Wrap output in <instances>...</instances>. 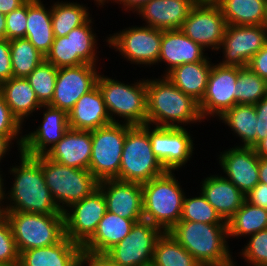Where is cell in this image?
<instances>
[{
    "label": "cell",
    "instance_id": "1",
    "mask_svg": "<svg viewBox=\"0 0 267 266\" xmlns=\"http://www.w3.org/2000/svg\"><path fill=\"white\" fill-rule=\"evenodd\" d=\"M19 152V165L12 166L9 170L10 175L13 174L14 181L7 193L5 190L7 188L4 186L5 180L2 179L0 211L64 214L45 183L40 166V156L33 157L22 151ZM3 200L7 201L5 202L7 204H4Z\"/></svg>",
    "mask_w": 267,
    "mask_h": 266
},
{
    "label": "cell",
    "instance_id": "2",
    "mask_svg": "<svg viewBox=\"0 0 267 266\" xmlns=\"http://www.w3.org/2000/svg\"><path fill=\"white\" fill-rule=\"evenodd\" d=\"M161 78L146 79L147 124L181 128L184 124L204 122L199 103L166 76Z\"/></svg>",
    "mask_w": 267,
    "mask_h": 266
},
{
    "label": "cell",
    "instance_id": "3",
    "mask_svg": "<svg viewBox=\"0 0 267 266\" xmlns=\"http://www.w3.org/2000/svg\"><path fill=\"white\" fill-rule=\"evenodd\" d=\"M174 175L173 171H166L142 184L143 220L163 232L170 231L182 214L185 192Z\"/></svg>",
    "mask_w": 267,
    "mask_h": 266
},
{
    "label": "cell",
    "instance_id": "4",
    "mask_svg": "<svg viewBox=\"0 0 267 266\" xmlns=\"http://www.w3.org/2000/svg\"><path fill=\"white\" fill-rule=\"evenodd\" d=\"M168 232L200 265L223 263L232 257L227 224L179 221Z\"/></svg>",
    "mask_w": 267,
    "mask_h": 266
},
{
    "label": "cell",
    "instance_id": "5",
    "mask_svg": "<svg viewBox=\"0 0 267 266\" xmlns=\"http://www.w3.org/2000/svg\"><path fill=\"white\" fill-rule=\"evenodd\" d=\"M96 85L103 96L112 123L121 121L131 126L147 124L145 79L128 85L99 73ZM115 116L122 120H116Z\"/></svg>",
    "mask_w": 267,
    "mask_h": 266
},
{
    "label": "cell",
    "instance_id": "6",
    "mask_svg": "<svg viewBox=\"0 0 267 266\" xmlns=\"http://www.w3.org/2000/svg\"><path fill=\"white\" fill-rule=\"evenodd\" d=\"M165 172V168L153 153L149 124L143 126L126 124L121 165L115 179L144 184Z\"/></svg>",
    "mask_w": 267,
    "mask_h": 266
},
{
    "label": "cell",
    "instance_id": "7",
    "mask_svg": "<svg viewBox=\"0 0 267 266\" xmlns=\"http://www.w3.org/2000/svg\"><path fill=\"white\" fill-rule=\"evenodd\" d=\"M11 226L19 254L58 243L65 236L64 214L0 211Z\"/></svg>",
    "mask_w": 267,
    "mask_h": 266
},
{
    "label": "cell",
    "instance_id": "8",
    "mask_svg": "<svg viewBox=\"0 0 267 266\" xmlns=\"http://www.w3.org/2000/svg\"><path fill=\"white\" fill-rule=\"evenodd\" d=\"M40 166L45 183L62 212L98 189L99 181L89 170L60 164L45 155H40Z\"/></svg>",
    "mask_w": 267,
    "mask_h": 266
},
{
    "label": "cell",
    "instance_id": "9",
    "mask_svg": "<svg viewBox=\"0 0 267 266\" xmlns=\"http://www.w3.org/2000/svg\"><path fill=\"white\" fill-rule=\"evenodd\" d=\"M126 137V124L110 123L91 131L92 152L89 171L98 180L115 179L119 174Z\"/></svg>",
    "mask_w": 267,
    "mask_h": 266
},
{
    "label": "cell",
    "instance_id": "10",
    "mask_svg": "<svg viewBox=\"0 0 267 266\" xmlns=\"http://www.w3.org/2000/svg\"><path fill=\"white\" fill-rule=\"evenodd\" d=\"M163 231L149 221L135 222L130 233L103 256L116 266H147L152 263L153 252Z\"/></svg>",
    "mask_w": 267,
    "mask_h": 266
},
{
    "label": "cell",
    "instance_id": "11",
    "mask_svg": "<svg viewBox=\"0 0 267 266\" xmlns=\"http://www.w3.org/2000/svg\"><path fill=\"white\" fill-rule=\"evenodd\" d=\"M107 36L109 47L137 65H158L162 41V30L150 26H132Z\"/></svg>",
    "mask_w": 267,
    "mask_h": 266
},
{
    "label": "cell",
    "instance_id": "12",
    "mask_svg": "<svg viewBox=\"0 0 267 266\" xmlns=\"http://www.w3.org/2000/svg\"><path fill=\"white\" fill-rule=\"evenodd\" d=\"M227 25L213 0H199L183 22L181 31L202 48L218 51Z\"/></svg>",
    "mask_w": 267,
    "mask_h": 266
},
{
    "label": "cell",
    "instance_id": "13",
    "mask_svg": "<svg viewBox=\"0 0 267 266\" xmlns=\"http://www.w3.org/2000/svg\"><path fill=\"white\" fill-rule=\"evenodd\" d=\"M185 127H158L149 125L152 150L166 171L181 169L193 155L194 143Z\"/></svg>",
    "mask_w": 267,
    "mask_h": 266
},
{
    "label": "cell",
    "instance_id": "14",
    "mask_svg": "<svg viewBox=\"0 0 267 266\" xmlns=\"http://www.w3.org/2000/svg\"><path fill=\"white\" fill-rule=\"evenodd\" d=\"M267 44L262 25H227L218 50L223 49L222 66L247 67L252 57Z\"/></svg>",
    "mask_w": 267,
    "mask_h": 266
},
{
    "label": "cell",
    "instance_id": "15",
    "mask_svg": "<svg viewBox=\"0 0 267 266\" xmlns=\"http://www.w3.org/2000/svg\"><path fill=\"white\" fill-rule=\"evenodd\" d=\"M106 211L105 197L98 188L63 212L65 236L82 246L95 233Z\"/></svg>",
    "mask_w": 267,
    "mask_h": 266
},
{
    "label": "cell",
    "instance_id": "16",
    "mask_svg": "<svg viewBox=\"0 0 267 266\" xmlns=\"http://www.w3.org/2000/svg\"><path fill=\"white\" fill-rule=\"evenodd\" d=\"M97 66L81 64L58 68L54 94L49 106L68 112L78 99L92 90L97 83Z\"/></svg>",
    "mask_w": 267,
    "mask_h": 266
},
{
    "label": "cell",
    "instance_id": "17",
    "mask_svg": "<svg viewBox=\"0 0 267 266\" xmlns=\"http://www.w3.org/2000/svg\"><path fill=\"white\" fill-rule=\"evenodd\" d=\"M238 66L213 64L208 78L207 89L199 109L202 118L220 117L235 106V84L238 79Z\"/></svg>",
    "mask_w": 267,
    "mask_h": 266
},
{
    "label": "cell",
    "instance_id": "18",
    "mask_svg": "<svg viewBox=\"0 0 267 266\" xmlns=\"http://www.w3.org/2000/svg\"><path fill=\"white\" fill-rule=\"evenodd\" d=\"M220 153L217 159L224 177L246 195L259 183V156L253 147L235 145Z\"/></svg>",
    "mask_w": 267,
    "mask_h": 266
},
{
    "label": "cell",
    "instance_id": "19",
    "mask_svg": "<svg viewBox=\"0 0 267 266\" xmlns=\"http://www.w3.org/2000/svg\"><path fill=\"white\" fill-rule=\"evenodd\" d=\"M42 123L36 131L23 135L21 151L29 156L45 155L69 130L68 115L65 111L42 105Z\"/></svg>",
    "mask_w": 267,
    "mask_h": 266
},
{
    "label": "cell",
    "instance_id": "20",
    "mask_svg": "<svg viewBox=\"0 0 267 266\" xmlns=\"http://www.w3.org/2000/svg\"><path fill=\"white\" fill-rule=\"evenodd\" d=\"M107 211L131 220H143L142 184L105 179L99 181Z\"/></svg>",
    "mask_w": 267,
    "mask_h": 266
},
{
    "label": "cell",
    "instance_id": "21",
    "mask_svg": "<svg viewBox=\"0 0 267 266\" xmlns=\"http://www.w3.org/2000/svg\"><path fill=\"white\" fill-rule=\"evenodd\" d=\"M199 0H150L136 14L146 26L160 30L181 29L191 9Z\"/></svg>",
    "mask_w": 267,
    "mask_h": 266
},
{
    "label": "cell",
    "instance_id": "22",
    "mask_svg": "<svg viewBox=\"0 0 267 266\" xmlns=\"http://www.w3.org/2000/svg\"><path fill=\"white\" fill-rule=\"evenodd\" d=\"M205 50L187 37L181 29L162 30L158 64L164 62L168 65L163 76L179 65L199 61H211L206 56V53H204Z\"/></svg>",
    "mask_w": 267,
    "mask_h": 266
},
{
    "label": "cell",
    "instance_id": "23",
    "mask_svg": "<svg viewBox=\"0 0 267 266\" xmlns=\"http://www.w3.org/2000/svg\"><path fill=\"white\" fill-rule=\"evenodd\" d=\"M91 152V131L69 128L45 156L69 167L89 170Z\"/></svg>",
    "mask_w": 267,
    "mask_h": 266
},
{
    "label": "cell",
    "instance_id": "24",
    "mask_svg": "<svg viewBox=\"0 0 267 266\" xmlns=\"http://www.w3.org/2000/svg\"><path fill=\"white\" fill-rule=\"evenodd\" d=\"M83 258L82 246L64 236L54 245L22 251L18 266H78Z\"/></svg>",
    "mask_w": 267,
    "mask_h": 266
},
{
    "label": "cell",
    "instance_id": "25",
    "mask_svg": "<svg viewBox=\"0 0 267 266\" xmlns=\"http://www.w3.org/2000/svg\"><path fill=\"white\" fill-rule=\"evenodd\" d=\"M116 214L105 212L95 233L82 245L84 257L103 256L109 249L130 233L135 222Z\"/></svg>",
    "mask_w": 267,
    "mask_h": 266
},
{
    "label": "cell",
    "instance_id": "26",
    "mask_svg": "<svg viewBox=\"0 0 267 266\" xmlns=\"http://www.w3.org/2000/svg\"><path fill=\"white\" fill-rule=\"evenodd\" d=\"M67 115L69 128L74 130L92 131L112 123L97 85L82 95Z\"/></svg>",
    "mask_w": 267,
    "mask_h": 266
},
{
    "label": "cell",
    "instance_id": "27",
    "mask_svg": "<svg viewBox=\"0 0 267 266\" xmlns=\"http://www.w3.org/2000/svg\"><path fill=\"white\" fill-rule=\"evenodd\" d=\"M201 183V193L225 222L235 214L245 201V194L227 180L224 175L207 176Z\"/></svg>",
    "mask_w": 267,
    "mask_h": 266
},
{
    "label": "cell",
    "instance_id": "28",
    "mask_svg": "<svg viewBox=\"0 0 267 266\" xmlns=\"http://www.w3.org/2000/svg\"><path fill=\"white\" fill-rule=\"evenodd\" d=\"M0 92L13 116L24 125L34 111L41 109L36 93L26 78L12 77L0 84ZM38 109V110H37Z\"/></svg>",
    "mask_w": 267,
    "mask_h": 266
},
{
    "label": "cell",
    "instance_id": "29",
    "mask_svg": "<svg viewBox=\"0 0 267 266\" xmlns=\"http://www.w3.org/2000/svg\"><path fill=\"white\" fill-rule=\"evenodd\" d=\"M212 61H199L179 65L165 76L183 93L200 103L207 89Z\"/></svg>",
    "mask_w": 267,
    "mask_h": 266
},
{
    "label": "cell",
    "instance_id": "30",
    "mask_svg": "<svg viewBox=\"0 0 267 266\" xmlns=\"http://www.w3.org/2000/svg\"><path fill=\"white\" fill-rule=\"evenodd\" d=\"M41 0H27V38L43 55L50 51L54 41L51 6L45 7Z\"/></svg>",
    "mask_w": 267,
    "mask_h": 266
},
{
    "label": "cell",
    "instance_id": "31",
    "mask_svg": "<svg viewBox=\"0 0 267 266\" xmlns=\"http://www.w3.org/2000/svg\"><path fill=\"white\" fill-rule=\"evenodd\" d=\"M228 25H262L267 0H213Z\"/></svg>",
    "mask_w": 267,
    "mask_h": 266
},
{
    "label": "cell",
    "instance_id": "32",
    "mask_svg": "<svg viewBox=\"0 0 267 266\" xmlns=\"http://www.w3.org/2000/svg\"><path fill=\"white\" fill-rule=\"evenodd\" d=\"M218 118L232 129L236 137L241 138L243 144L238 146L254 147L256 145L258 122L254 105L236 104Z\"/></svg>",
    "mask_w": 267,
    "mask_h": 266
},
{
    "label": "cell",
    "instance_id": "33",
    "mask_svg": "<svg viewBox=\"0 0 267 266\" xmlns=\"http://www.w3.org/2000/svg\"><path fill=\"white\" fill-rule=\"evenodd\" d=\"M267 229V209L244 201L242 206L227 221L228 238L250 237Z\"/></svg>",
    "mask_w": 267,
    "mask_h": 266
},
{
    "label": "cell",
    "instance_id": "34",
    "mask_svg": "<svg viewBox=\"0 0 267 266\" xmlns=\"http://www.w3.org/2000/svg\"><path fill=\"white\" fill-rule=\"evenodd\" d=\"M88 8L73 1L53 3L51 21L54 37L66 36L72 29L85 24L91 18Z\"/></svg>",
    "mask_w": 267,
    "mask_h": 266
},
{
    "label": "cell",
    "instance_id": "35",
    "mask_svg": "<svg viewBox=\"0 0 267 266\" xmlns=\"http://www.w3.org/2000/svg\"><path fill=\"white\" fill-rule=\"evenodd\" d=\"M151 264L154 266H201L169 232H163L158 238Z\"/></svg>",
    "mask_w": 267,
    "mask_h": 266
},
{
    "label": "cell",
    "instance_id": "36",
    "mask_svg": "<svg viewBox=\"0 0 267 266\" xmlns=\"http://www.w3.org/2000/svg\"><path fill=\"white\" fill-rule=\"evenodd\" d=\"M13 77L26 78L45 60L43 55L27 38L10 40Z\"/></svg>",
    "mask_w": 267,
    "mask_h": 266
},
{
    "label": "cell",
    "instance_id": "37",
    "mask_svg": "<svg viewBox=\"0 0 267 266\" xmlns=\"http://www.w3.org/2000/svg\"><path fill=\"white\" fill-rule=\"evenodd\" d=\"M235 89V105H255L262 98L267 97V81L254 73L248 66L239 67Z\"/></svg>",
    "mask_w": 267,
    "mask_h": 266
},
{
    "label": "cell",
    "instance_id": "38",
    "mask_svg": "<svg viewBox=\"0 0 267 266\" xmlns=\"http://www.w3.org/2000/svg\"><path fill=\"white\" fill-rule=\"evenodd\" d=\"M57 72L58 68L52 63L44 60L26 77L36 93L38 101L42 105H49L51 103L57 79Z\"/></svg>",
    "mask_w": 267,
    "mask_h": 266
},
{
    "label": "cell",
    "instance_id": "39",
    "mask_svg": "<svg viewBox=\"0 0 267 266\" xmlns=\"http://www.w3.org/2000/svg\"><path fill=\"white\" fill-rule=\"evenodd\" d=\"M180 221L227 224L202 193L192 198L184 196Z\"/></svg>",
    "mask_w": 267,
    "mask_h": 266
},
{
    "label": "cell",
    "instance_id": "40",
    "mask_svg": "<svg viewBox=\"0 0 267 266\" xmlns=\"http://www.w3.org/2000/svg\"><path fill=\"white\" fill-rule=\"evenodd\" d=\"M45 60L52 63L56 68L85 64L78 54L74 53L73 29L66 36L54 37Z\"/></svg>",
    "mask_w": 267,
    "mask_h": 266
},
{
    "label": "cell",
    "instance_id": "41",
    "mask_svg": "<svg viewBox=\"0 0 267 266\" xmlns=\"http://www.w3.org/2000/svg\"><path fill=\"white\" fill-rule=\"evenodd\" d=\"M92 17L83 25L73 29L74 53L88 64L96 65L97 58V38L92 28ZM91 24V25H90ZM97 60V61H96Z\"/></svg>",
    "mask_w": 267,
    "mask_h": 266
},
{
    "label": "cell",
    "instance_id": "42",
    "mask_svg": "<svg viewBox=\"0 0 267 266\" xmlns=\"http://www.w3.org/2000/svg\"><path fill=\"white\" fill-rule=\"evenodd\" d=\"M250 236L240 255L249 266H267V229Z\"/></svg>",
    "mask_w": 267,
    "mask_h": 266
},
{
    "label": "cell",
    "instance_id": "43",
    "mask_svg": "<svg viewBox=\"0 0 267 266\" xmlns=\"http://www.w3.org/2000/svg\"><path fill=\"white\" fill-rule=\"evenodd\" d=\"M0 263L3 266H18L19 264V252L11 226L2 214H0Z\"/></svg>",
    "mask_w": 267,
    "mask_h": 266
},
{
    "label": "cell",
    "instance_id": "44",
    "mask_svg": "<svg viewBox=\"0 0 267 266\" xmlns=\"http://www.w3.org/2000/svg\"><path fill=\"white\" fill-rule=\"evenodd\" d=\"M23 126L11 113L10 107L6 104L0 92V135L7 136L12 142L16 139L18 151H21L23 144ZM22 131V132H21Z\"/></svg>",
    "mask_w": 267,
    "mask_h": 266
},
{
    "label": "cell",
    "instance_id": "45",
    "mask_svg": "<svg viewBox=\"0 0 267 266\" xmlns=\"http://www.w3.org/2000/svg\"><path fill=\"white\" fill-rule=\"evenodd\" d=\"M6 17V34L5 39L12 40L25 38L27 22V1L11 11Z\"/></svg>",
    "mask_w": 267,
    "mask_h": 266
},
{
    "label": "cell",
    "instance_id": "46",
    "mask_svg": "<svg viewBox=\"0 0 267 266\" xmlns=\"http://www.w3.org/2000/svg\"><path fill=\"white\" fill-rule=\"evenodd\" d=\"M12 77L10 40L0 39V84Z\"/></svg>",
    "mask_w": 267,
    "mask_h": 266
},
{
    "label": "cell",
    "instance_id": "47",
    "mask_svg": "<svg viewBox=\"0 0 267 266\" xmlns=\"http://www.w3.org/2000/svg\"><path fill=\"white\" fill-rule=\"evenodd\" d=\"M258 131H256V144L267 135V97L262 98L255 105Z\"/></svg>",
    "mask_w": 267,
    "mask_h": 266
},
{
    "label": "cell",
    "instance_id": "48",
    "mask_svg": "<svg viewBox=\"0 0 267 266\" xmlns=\"http://www.w3.org/2000/svg\"><path fill=\"white\" fill-rule=\"evenodd\" d=\"M248 67L267 81V44L252 57Z\"/></svg>",
    "mask_w": 267,
    "mask_h": 266
},
{
    "label": "cell",
    "instance_id": "49",
    "mask_svg": "<svg viewBox=\"0 0 267 266\" xmlns=\"http://www.w3.org/2000/svg\"><path fill=\"white\" fill-rule=\"evenodd\" d=\"M245 201L256 207L267 209V185L258 183L245 195Z\"/></svg>",
    "mask_w": 267,
    "mask_h": 266
},
{
    "label": "cell",
    "instance_id": "50",
    "mask_svg": "<svg viewBox=\"0 0 267 266\" xmlns=\"http://www.w3.org/2000/svg\"><path fill=\"white\" fill-rule=\"evenodd\" d=\"M149 1L150 0H114L113 2L122 5L125 11L129 10L133 13H136L143 5H145Z\"/></svg>",
    "mask_w": 267,
    "mask_h": 266
},
{
    "label": "cell",
    "instance_id": "51",
    "mask_svg": "<svg viewBox=\"0 0 267 266\" xmlns=\"http://www.w3.org/2000/svg\"><path fill=\"white\" fill-rule=\"evenodd\" d=\"M27 0H0V12L4 15L23 5Z\"/></svg>",
    "mask_w": 267,
    "mask_h": 266
},
{
    "label": "cell",
    "instance_id": "52",
    "mask_svg": "<svg viewBox=\"0 0 267 266\" xmlns=\"http://www.w3.org/2000/svg\"><path fill=\"white\" fill-rule=\"evenodd\" d=\"M12 144H14V142H12L7 136L0 135V162L1 159L4 160L3 158L6 157V154L11 151L9 149L12 148Z\"/></svg>",
    "mask_w": 267,
    "mask_h": 266
},
{
    "label": "cell",
    "instance_id": "53",
    "mask_svg": "<svg viewBox=\"0 0 267 266\" xmlns=\"http://www.w3.org/2000/svg\"><path fill=\"white\" fill-rule=\"evenodd\" d=\"M105 266L104 256L84 257L81 266Z\"/></svg>",
    "mask_w": 267,
    "mask_h": 266
},
{
    "label": "cell",
    "instance_id": "54",
    "mask_svg": "<svg viewBox=\"0 0 267 266\" xmlns=\"http://www.w3.org/2000/svg\"><path fill=\"white\" fill-rule=\"evenodd\" d=\"M259 183L267 185V158L259 156Z\"/></svg>",
    "mask_w": 267,
    "mask_h": 266
},
{
    "label": "cell",
    "instance_id": "55",
    "mask_svg": "<svg viewBox=\"0 0 267 266\" xmlns=\"http://www.w3.org/2000/svg\"><path fill=\"white\" fill-rule=\"evenodd\" d=\"M253 148L258 156L267 158V135L264 139L259 141Z\"/></svg>",
    "mask_w": 267,
    "mask_h": 266
},
{
    "label": "cell",
    "instance_id": "56",
    "mask_svg": "<svg viewBox=\"0 0 267 266\" xmlns=\"http://www.w3.org/2000/svg\"><path fill=\"white\" fill-rule=\"evenodd\" d=\"M6 34V17L0 12V39H5Z\"/></svg>",
    "mask_w": 267,
    "mask_h": 266
},
{
    "label": "cell",
    "instance_id": "57",
    "mask_svg": "<svg viewBox=\"0 0 267 266\" xmlns=\"http://www.w3.org/2000/svg\"><path fill=\"white\" fill-rule=\"evenodd\" d=\"M237 263L234 262L233 257L223 263H214V264H206L201 266H236Z\"/></svg>",
    "mask_w": 267,
    "mask_h": 266
},
{
    "label": "cell",
    "instance_id": "58",
    "mask_svg": "<svg viewBox=\"0 0 267 266\" xmlns=\"http://www.w3.org/2000/svg\"><path fill=\"white\" fill-rule=\"evenodd\" d=\"M262 26L267 31V4H266V9H265V18H264Z\"/></svg>",
    "mask_w": 267,
    "mask_h": 266
},
{
    "label": "cell",
    "instance_id": "59",
    "mask_svg": "<svg viewBox=\"0 0 267 266\" xmlns=\"http://www.w3.org/2000/svg\"><path fill=\"white\" fill-rule=\"evenodd\" d=\"M95 2H96V4L95 5H97L98 4V6H100V5H105L106 3H108L109 1H111V3H112V1H114V0H94ZM106 2V3H105Z\"/></svg>",
    "mask_w": 267,
    "mask_h": 266
},
{
    "label": "cell",
    "instance_id": "60",
    "mask_svg": "<svg viewBox=\"0 0 267 266\" xmlns=\"http://www.w3.org/2000/svg\"><path fill=\"white\" fill-rule=\"evenodd\" d=\"M2 179H3V175H2V172L0 171V204H1V201H2L1 200V196H2Z\"/></svg>",
    "mask_w": 267,
    "mask_h": 266
},
{
    "label": "cell",
    "instance_id": "61",
    "mask_svg": "<svg viewBox=\"0 0 267 266\" xmlns=\"http://www.w3.org/2000/svg\"><path fill=\"white\" fill-rule=\"evenodd\" d=\"M105 266H116V265H113L110 261H108V260L105 258Z\"/></svg>",
    "mask_w": 267,
    "mask_h": 266
}]
</instances>
